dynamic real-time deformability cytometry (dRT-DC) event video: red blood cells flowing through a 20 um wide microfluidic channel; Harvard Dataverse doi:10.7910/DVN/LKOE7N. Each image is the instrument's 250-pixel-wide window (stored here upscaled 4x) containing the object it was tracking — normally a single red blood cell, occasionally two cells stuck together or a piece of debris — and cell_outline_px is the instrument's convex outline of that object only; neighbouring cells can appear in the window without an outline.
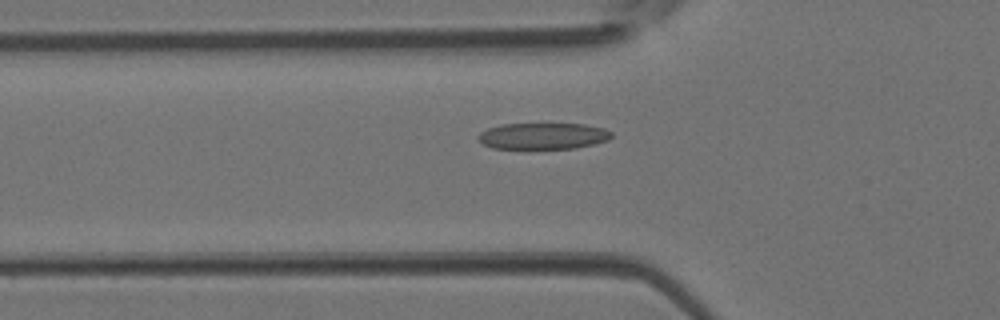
{"species": "Egyptian fruit bat (a non-hibernating species)", "species_latin": "Rousettus aegyptiacus", "temperature_condition": "room temperature", "stored_images_in_passage": 44, "camera_frame_rate_fps": 3000, "um_per_image_px": 0.085, "animal": {"sex": "female"}, "frame": {"image": 1, "passage_image": 15, "time_ms": 4.667, "image_size_px": [1000, 320], "cell_outline_px": [[612, 136], [608, 140], [576, 148], [528, 152], [492, 148], [484, 144], [476, 136], [480, 132], [488, 128], [504, 124], [584, 124], [604, 128], [612, 132]], "centroid_in_image_um": [46.11, 11.62], "position_along_channel_um": 79.7, "area_um2": 21.5}}
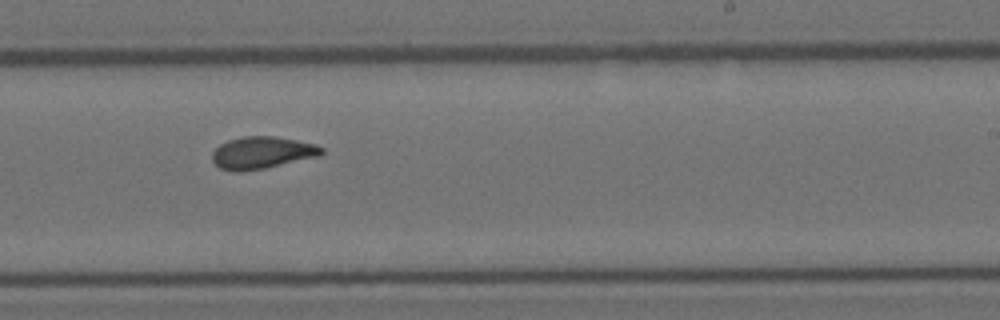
{"frame": {"image": 2, "passage_image": 27, "time_ms": 8.667, "image_size_px": [1000, 320], "cell_outline_px": [[324, 152], [320, 156], [264, 168], [240, 172], [232, 172], [220, 168], [212, 160], [212, 152], [220, 144], [228, 140], [244, 136], [272, 136], [296, 140], [316, 144], [324, 148]], "centroid_in_image_um": [22.27, 12.98], "position_along_channel_um": 266.7, "area_um2": 20.52}}
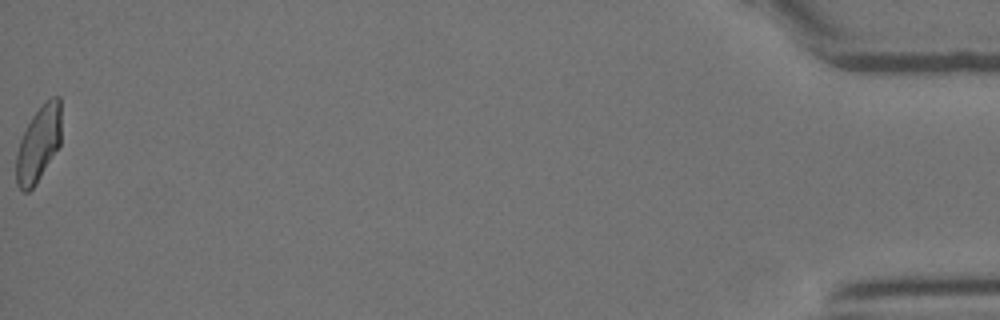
{"frame": {"image": 3, "passage_image": 44, "time_ms": 14.333, "image_size_px": [1000, 320], "cell_outline_px": [[60, 144], [36, 184], [28, 192], [24, 192], [16, 184], [16, 152], [20, 140], [32, 116], [52, 96], [60, 96]], "centroid_in_image_um": [3.26, 12.26], "position_along_channel_um": 431.9, "area_um2": 19.54}}